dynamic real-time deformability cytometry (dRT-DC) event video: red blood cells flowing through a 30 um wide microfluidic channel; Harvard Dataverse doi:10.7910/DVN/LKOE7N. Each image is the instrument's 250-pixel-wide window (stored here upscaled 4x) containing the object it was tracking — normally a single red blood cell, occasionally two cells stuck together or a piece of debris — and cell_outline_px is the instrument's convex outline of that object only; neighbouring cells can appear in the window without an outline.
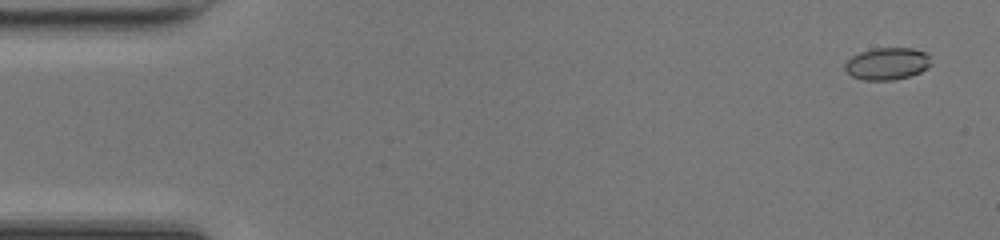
{"species": "common noctule bat (a hibernating species)", "species_latin": "Nyctalus noctula", "temperature_condition": "room temperature", "stored_images_in_passage": 49, "camera_frame_rate_fps": 3000, "um_per_image_px": 0.085, "animal": {"sex": "female", "body_mass_g": 17.0, "forearm_length_mm": 48.0}, "frame": {"image": 1, "passage_image": 3, "time_ms": 0.667, "image_size_px": [1000, 240], "cell_outline_px": [[932, 64], [928, 68], [920, 72], [908, 76], [892, 80], [864, 80], [852, 76], [844, 68], [844, 64], [852, 56], [860, 52], [872, 48], [912, 48], [924, 52], [928, 56]], "centroid_in_image_um": [75.4, 5.41], "position_along_channel_um": 9.6, "area_um2": 16.07}}
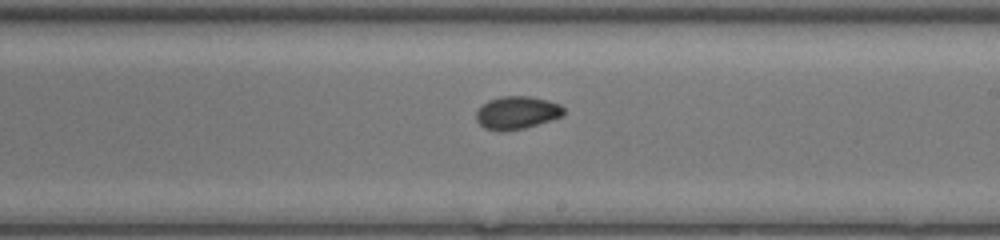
{"frame": {"image": 2, "passage_image": 29, "time_ms": 9.333, "image_size_px": [1000, 240], "cell_outline_px": [[564, 116], [524, 128], [504, 132], [500, 132], [484, 128], [476, 120], [476, 112], [488, 100], [500, 96], [532, 96], [560, 104], [564, 108]], "centroid_in_image_um": [43.94, 9.58], "position_along_channel_um": 245.1, "area_um2": 16.88}}
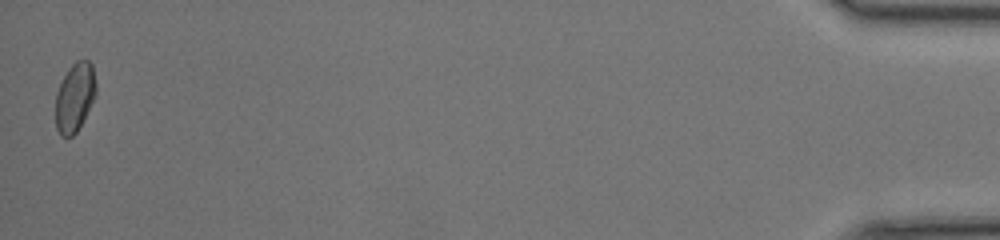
{"frame": {"image": 3, "passage_image": 49, "time_ms": 16.0, "image_size_px": [1000, 240], "cell_outline_px": [[96, 92], [76, 132], [72, 136], [60, 136], [56, 128], [56, 92], [68, 68], [76, 60], [88, 60], [92, 64], [96, 84]], "centroid_in_image_um": [6.34, 8.23], "position_along_channel_um": 428.9, "area_um2": 15.9}, "authors_computed_cell_mechanics": {"area_um2": 16.3574, "velocity_mm_per_s": 4.3009, "shape_relaxation_time_tau1_ms": null, "shape_relaxation_time_tau2_ms": 2.0551, "deformation_change_tau1": null, "deformation_change_tau2": 0.0432}}